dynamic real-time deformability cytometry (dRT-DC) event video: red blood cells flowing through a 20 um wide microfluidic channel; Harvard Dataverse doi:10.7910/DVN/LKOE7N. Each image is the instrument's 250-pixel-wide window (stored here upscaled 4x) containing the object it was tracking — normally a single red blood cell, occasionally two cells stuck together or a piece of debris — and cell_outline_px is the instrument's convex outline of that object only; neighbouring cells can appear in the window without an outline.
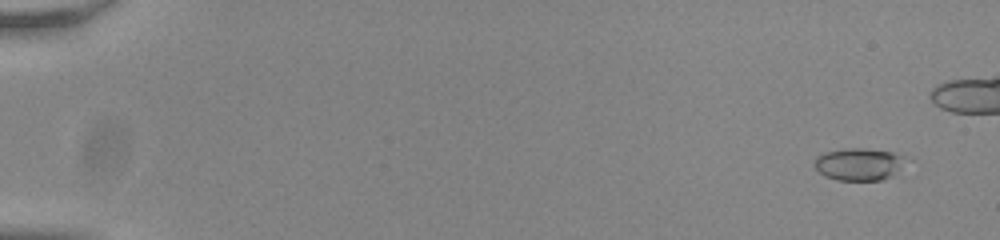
{"species": "common noctule bat (a hibernating species)", "species_latin": "Nyctalus noctula", "temperature_condition": "room temperature", "stored_images_in_passage": 48, "camera_frame_rate_fps": 3000, "um_per_image_px": 0.085, "animal": {"sex": "male", "body_mass_g": 20.0, "forearm_length_mm": 53.3}, "frame": {"image": 1, "passage_image": 2, "time_ms": 0.333, "image_size_px": [1000, 240], "cell_outline_px": [[904, 156], [900, 168], [892, 176], [880, 180], [840, 180], [824, 176], [816, 168], [816, 156], [824, 152], [844, 148], [860, 148], [892, 152]], "centroid_in_image_um": [72.97, 13.95], "position_along_channel_um": 12.0, "area_um2": 16.88}}
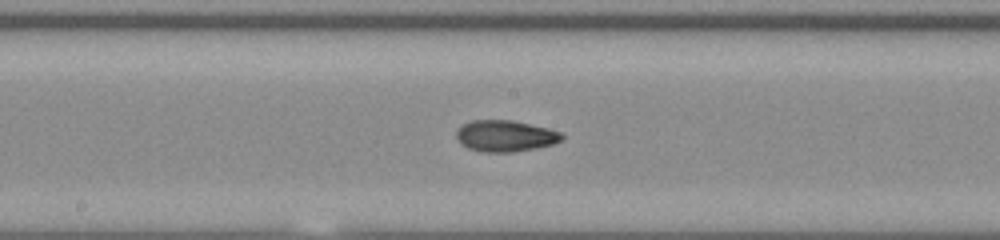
{"frame": {"image": 2, "passage_image": 30, "time_ms": 9.667, "image_size_px": [1000, 240], "cell_outline_px": [[564, 136], [560, 140], [552, 144], [536, 148], [512, 152], [484, 152], [468, 148], [460, 144], [456, 136], [456, 132], [464, 124], [472, 120], [512, 120], [548, 128], [560, 132]], "centroid_in_image_um": [42.93, 11.55], "position_along_channel_um": 205.3, "area_um2": 19.13}}
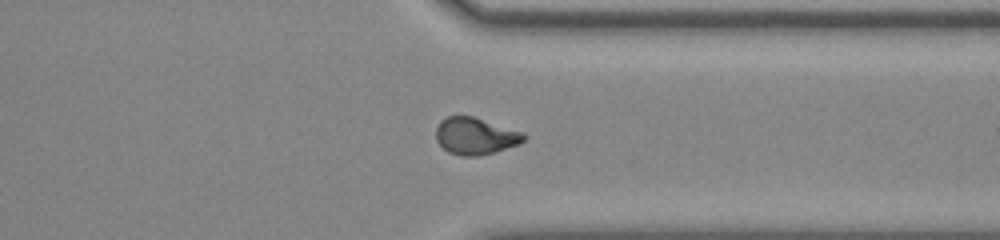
{"frame": {"image": 3, "passage_image": 43, "time_ms": 14.0, "image_size_px": [1000, 240], "cell_outline_px": [[528, 136], [524, 140], [516, 144], [496, 152], [476, 156], [460, 156], [448, 152], [436, 140], [436, 128], [440, 120], [448, 116], [472, 116], [524, 132]], "centroid_in_image_um": [40.4, 11.56], "position_along_channel_um": 371.0, "area_um2": 18.9}}